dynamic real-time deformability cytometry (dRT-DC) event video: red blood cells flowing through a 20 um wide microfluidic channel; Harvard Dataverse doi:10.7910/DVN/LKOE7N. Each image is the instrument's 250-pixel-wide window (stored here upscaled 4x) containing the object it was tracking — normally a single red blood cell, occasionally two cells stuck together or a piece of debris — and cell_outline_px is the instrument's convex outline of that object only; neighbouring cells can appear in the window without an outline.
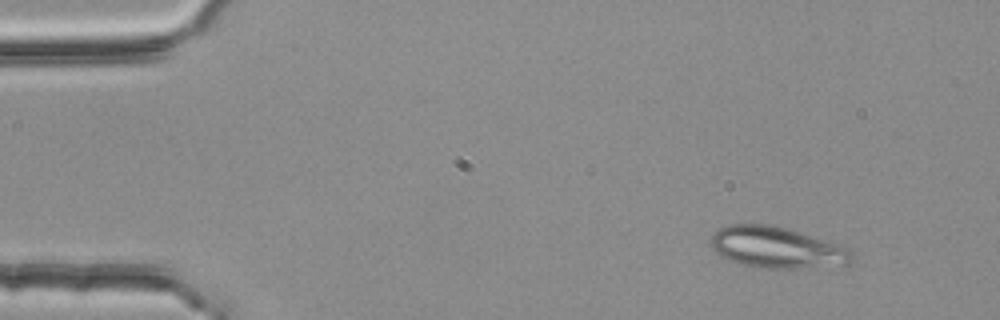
{"species": "common noctule bat (a hibernating species)", "species_latin": "Nyctalus noctula", "temperature_condition": "room temperature", "stored_images_in_passage": 9, "camera_frame_rate_fps": 3000, "um_per_image_px": 0.085, "animal": {"sex": "female", "body_mass_g": 25.1}, "frame": {"image": 1, "passage_image": 1, "time_ms": 0.0, "image_size_px": [1000, 320], "cell_outline_px": [[852, 260], [848, 264], [792, 268], [768, 268], [744, 264], [732, 260], [716, 252], [712, 248], [712, 236], [720, 228], [728, 224], [768, 224], [784, 228], [844, 244], [852, 248]], "centroid_in_image_um": [66.1, 21.02], "position_along_channel_um": 18.9, "area_um2": 33.47}}